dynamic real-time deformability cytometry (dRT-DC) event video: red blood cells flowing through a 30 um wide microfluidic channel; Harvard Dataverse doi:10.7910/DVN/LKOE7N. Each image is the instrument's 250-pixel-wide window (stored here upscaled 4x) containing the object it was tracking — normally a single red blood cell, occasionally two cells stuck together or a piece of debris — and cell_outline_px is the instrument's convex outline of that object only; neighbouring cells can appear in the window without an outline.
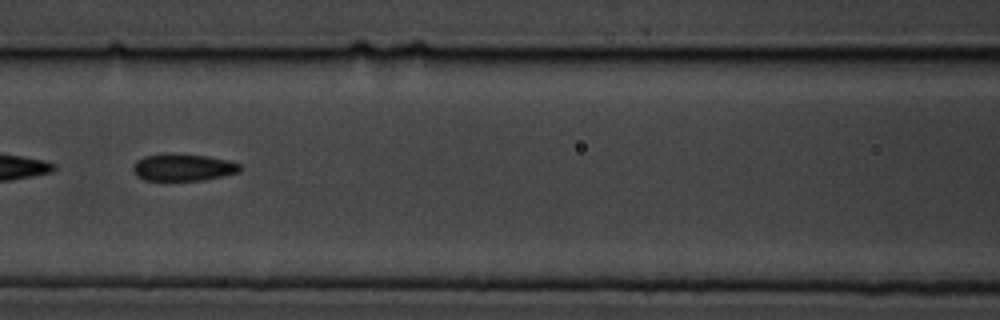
{"species": "common noctule bat (a hibernating species)", "species_latin": "Nyctalus noctula", "temperature_condition": "cold", "stored_images_in_passage": 15, "camera_frame_rate_fps": 3000, "um_per_image_px": 0.085, "animal": {"sex": "male", "body_mass_g": 19.5, "forearm_length_mm": 54.6}, "frame": {"image": 1, "passage_image": 7, "time_ms": 7.667, "image_size_px": [1000, 320], "cell_outline_px": [[240, 172], [224, 176], [204, 180], [144, 180], [136, 176], [132, 168], [136, 160], [144, 156], [164, 152], [172, 152], [208, 156], [228, 160], [240, 164]], "centroid_in_image_um": [15.54, 14.2], "position_along_channel_um": 151.1, "area_um2": 17.28}}
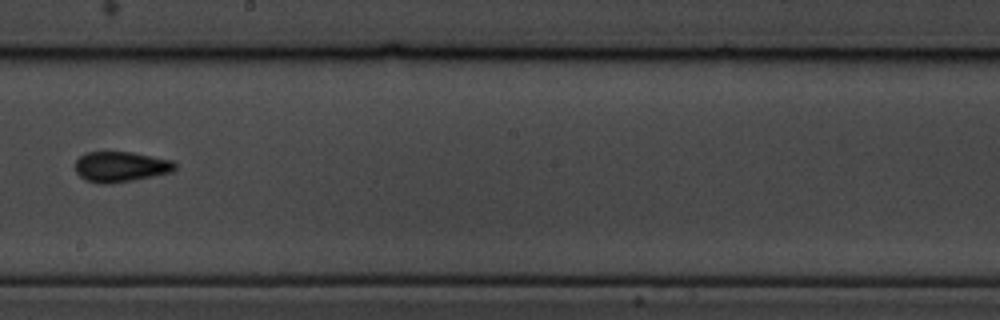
{"frame": {"image": 2, "passage_image": 9, "time_ms": 10.0, "image_size_px": [1000, 320], "cell_outline_px": [[176, 168], [172, 172], [132, 180], [108, 184], [100, 184], [84, 180], [76, 172], [76, 160], [80, 156], [88, 152], [132, 152], [172, 160], [176, 164]], "centroid_in_image_um": [10.25, 14.17], "position_along_channel_um": 237.9, "area_um2": 17.63}}
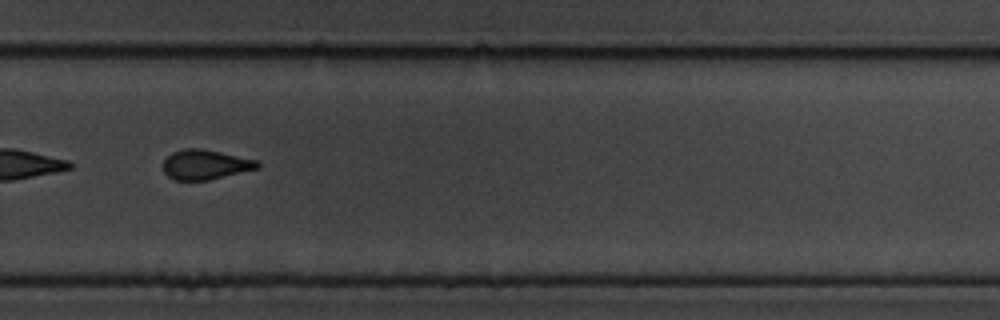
{"frame": {"image": 3, "passage_image": 11, "time_ms": 12.0, "image_size_px": [1000, 320], "cell_outline_px": [[260, 168], [208, 180], [176, 180], [168, 176], [164, 172], [164, 160], [172, 152], [184, 148], [200, 148], [220, 152], [256, 160], [260, 164]], "centroid_in_image_um": [17.45, 13.99], "position_along_channel_um": 312.3, "area_um2": 16.24}, "authors_computed_cell_mechanics": {"area_um2": 17.1666, "velocity_mm_per_s": 3.7201, "shape_relaxation_time_tau1_ms": 1.8088, "shape_relaxation_time_tau2_ms": 3.2751, "deformation_change_tau1": 0.1973, "deformation_change_tau2": 0.0896}}